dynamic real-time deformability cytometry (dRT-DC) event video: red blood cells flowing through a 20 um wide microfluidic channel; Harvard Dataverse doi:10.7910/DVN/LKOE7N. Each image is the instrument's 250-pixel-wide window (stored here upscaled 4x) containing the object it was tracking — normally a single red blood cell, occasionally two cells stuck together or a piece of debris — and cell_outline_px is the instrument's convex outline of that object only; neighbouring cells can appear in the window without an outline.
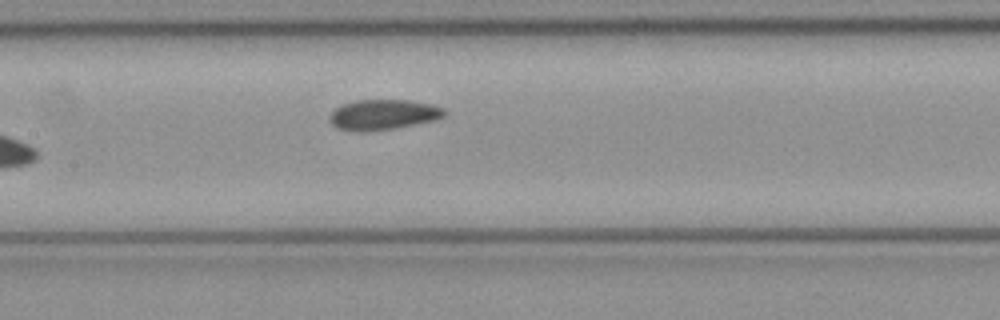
{"species": "common noctule bat (a hibernating species)", "species_latin": "Nyctalus noctula", "temperature_condition": "cold", "stored_images_in_passage": 6, "camera_frame_rate_fps": 3000, "um_per_image_px": 0.085, "animal": {"sex": "female", "body_mass_g": 21.9}, "frame": {"image": 1, "passage_image": 6, "time_ms": 1.667, "image_size_px": [1000, 320], "cell_outline_px": [[444, 116], [436, 120], [396, 128], [356, 132], [336, 128], [328, 120], [328, 116], [336, 108], [344, 104], [356, 100], [408, 100], [432, 104], [444, 108]], "centroid_in_image_um": [32.55, 9.75], "position_along_channel_um": 174.8, "area_um2": 20.29}}